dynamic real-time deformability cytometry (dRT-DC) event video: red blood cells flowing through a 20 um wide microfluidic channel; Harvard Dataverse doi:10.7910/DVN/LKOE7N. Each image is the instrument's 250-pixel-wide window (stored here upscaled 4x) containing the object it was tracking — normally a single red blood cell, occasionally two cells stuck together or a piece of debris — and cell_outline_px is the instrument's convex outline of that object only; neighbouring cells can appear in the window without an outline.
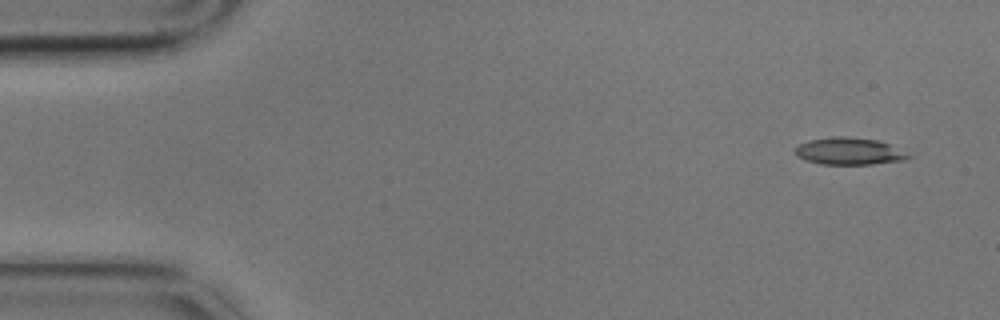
{"species": "common noctule bat (a hibernating species)", "species_latin": "Nyctalus noctula", "temperature_condition": "cold", "stored_images_in_passage": 8, "camera_frame_rate_fps": 3000, "um_per_image_px": 0.085, "animal": {"sex": "male", "body_mass_g": 17.9}, "frame": {"image": 1, "passage_image": 1, "time_ms": 0.0, "image_size_px": [1000, 320], "cell_outline_px": [[912, 156], [904, 160], [872, 164], [820, 164], [796, 156], [796, 148], [800, 144], [808, 140], [832, 136], [844, 136], [880, 140]], "centroid_in_image_um": [72.16, 12.84], "position_along_channel_um": 12.8, "area_um2": 17.69}}
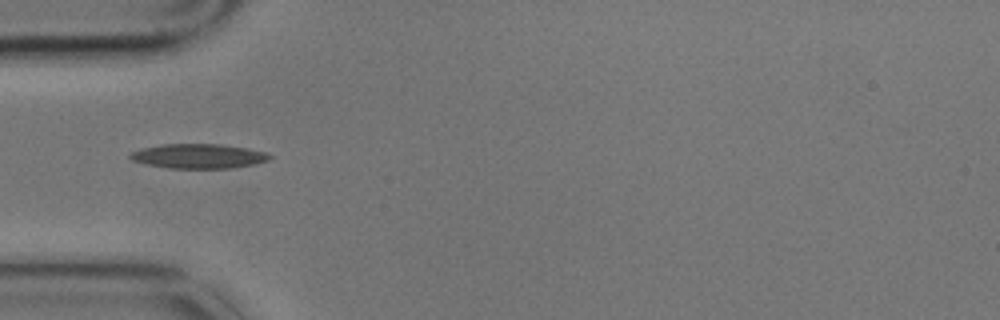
{"frame": {"image": 2, "passage_image": 4, "time_ms": 1.0, "image_size_px": [1000, 320], "cell_outline_px": [[272, 156], [268, 160], [252, 164], [232, 168], [168, 168], [148, 164], [132, 160], [128, 156], [132, 152], [144, 148], [160, 144], [220, 144], [248, 148], [264, 152]], "centroid_in_image_um": [16.87, 13.26], "position_along_channel_um": 68.1, "area_um2": 19.71}}
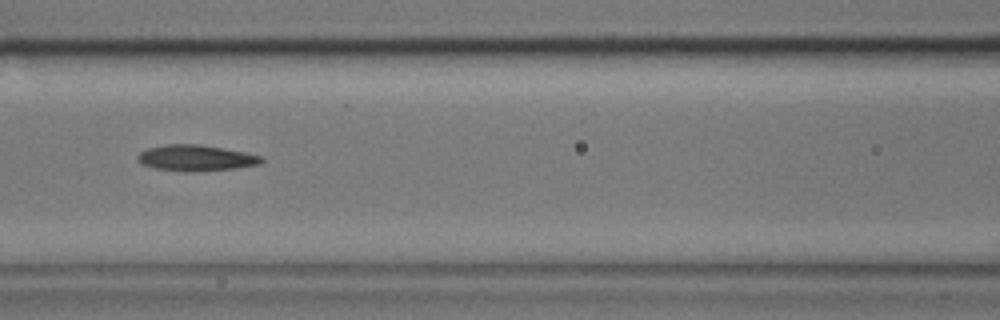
{"frame": {"image": 3, "passage_image": 6, "time_ms": 1.667, "image_size_px": [1000, 320], "cell_outline_px": [[264, 160], [260, 164], [236, 168], [196, 172], [184, 172], [156, 168], [140, 164], [136, 160], [136, 156], [140, 152], [148, 148], [168, 144], [200, 144], [244, 152], [264, 156]], "centroid_in_image_um": [16.64, 13.43], "position_along_channel_um": 150.0, "area_um2": 18.96}}